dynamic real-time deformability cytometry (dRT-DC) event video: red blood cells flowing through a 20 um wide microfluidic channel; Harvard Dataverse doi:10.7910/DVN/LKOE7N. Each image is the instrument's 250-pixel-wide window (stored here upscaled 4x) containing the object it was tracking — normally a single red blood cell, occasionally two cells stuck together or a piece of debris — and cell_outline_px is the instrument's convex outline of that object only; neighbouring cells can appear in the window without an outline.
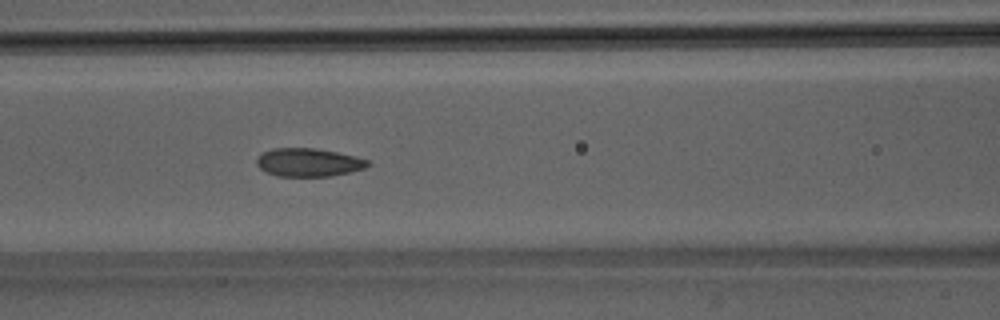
{"species": "Egyptian fruit bat (a non-hibernating species)", "species_latin": "Rousettus aegyptiacus", "temperature_condition": "room temperature", "stored_images_in_passage": 38, "camera_frame_rate_fps": 3000, "um_per_image_px": 0.085, "animal": {"sex": "male"}, "frame": {"image": 1, "passage_image": 10, "time_ms": 3.0, "image_size_px": [1000, 320], "cell_outline_px": [[372, 164], [364, 168], [332, 176], [276, 176], [260, 168], [256, 164], [256, 160], [264, 152], [272, 148], [316, 148], [336, 152], [368, 160]], "centroid_in_image_um": [26.22, 13.8], "position_along_channel_um": 140.4, "area_um2": 18.09}}
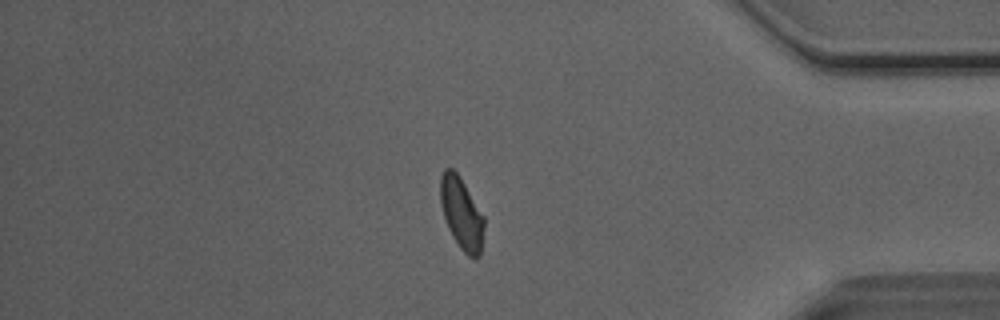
{"frame": {"image": 2, "passage_image": 31, "time_ms": 10.0, "image_size_px": [1000, 320], "cell_outline_px": [[484, 228], [480, 256], [472, 260], [460, 248], [452, 236], [448, 228], [440, 204], [440, 176], [444, 168], [452, 168], [460, 176], [484, 216]], "centroid_in_image_um": [39.23, 18.14], "position_along_channel_um": 396.0, "area_um2": 18.5}}
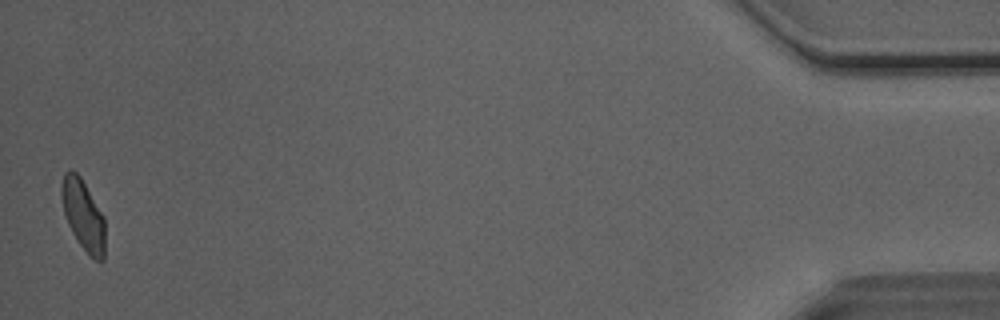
{"frame": {"image": 3, "passage_image": 38, "time_ms": 12.333, "image_size_px": [1000, 320], "cell_outline_px": [[104, 260], [96, 260], [80, 244], [72, 232], [64, 216], [60, 196], [60, 188], [64, 172], [72, 168], [80, 176], [104, 216]], "centroid_in_image_um": [7.04, 18.21], "position_along_channel_um": 428.2, "area_um2": 17.86}, "authors_computed_cell_mechanics": {"area_um2": 18.1781, "velocity_mm_per_s": 4.0802, "shape_relaxation_time_tau1_ms": 3.4643, "shape_relaxation_time_tau2_ms": 1.5636, "deformation_change_tau1": 0.0929, "deformation_change_tau2": 0.0439}}